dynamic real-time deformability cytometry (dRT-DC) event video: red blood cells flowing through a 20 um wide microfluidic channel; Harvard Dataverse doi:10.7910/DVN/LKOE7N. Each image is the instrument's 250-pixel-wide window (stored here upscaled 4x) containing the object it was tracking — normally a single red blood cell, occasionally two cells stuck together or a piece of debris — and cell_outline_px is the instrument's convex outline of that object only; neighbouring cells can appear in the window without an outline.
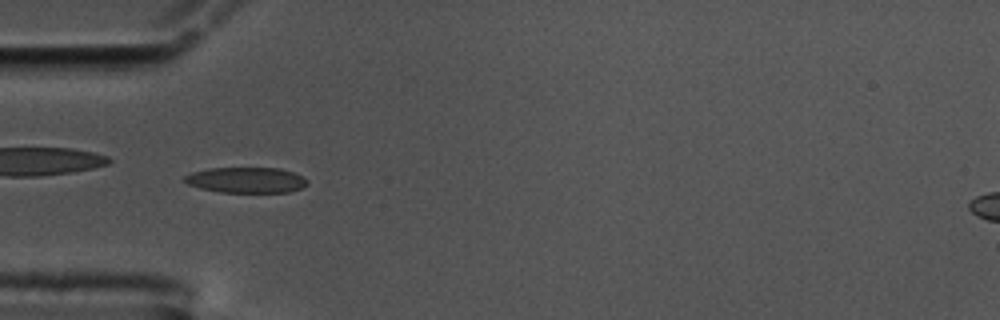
{"species": "common noctule bat (a hibernating species)", "species_latin": "Nyctalus noctula", "temperature_condition": "cold", "stored_images_in_passage": 56, "camera_frame_rate_fps": 3000, "um_per_image_px": 0.085, "animal": {"sex": "male", "body_mass_g": 17.5, "forearm_length_mm": 52.3}, "frame": {"image": 1, "passage_image": 17, "time_ms": 5.333, "image_size_px": [1000, 320], "cell_outline_px": [[308, 184], [300, 188], [288, 192], [220, 192], [200, 188], [188, 184], [184, 180], [184, 176], [192, 172], [208, 168], [280, 168], [304, 176], [308, 180]], "centroid_in_image_um": [20.94, 15.3], "position_along_channel_um": 64.1, "area_um2": 18.32}, "authors_computed_cell_mechanics": {"area_um2": 18.7272, "velocity_mm_per_s": 3.458, "shape_relaxation_time_tau1_ms": null, "shape_relaxation_time_tau2_ms": 3.2255, "deformation_change_tau1": null, "deformation_change_tau2": 0.103}}